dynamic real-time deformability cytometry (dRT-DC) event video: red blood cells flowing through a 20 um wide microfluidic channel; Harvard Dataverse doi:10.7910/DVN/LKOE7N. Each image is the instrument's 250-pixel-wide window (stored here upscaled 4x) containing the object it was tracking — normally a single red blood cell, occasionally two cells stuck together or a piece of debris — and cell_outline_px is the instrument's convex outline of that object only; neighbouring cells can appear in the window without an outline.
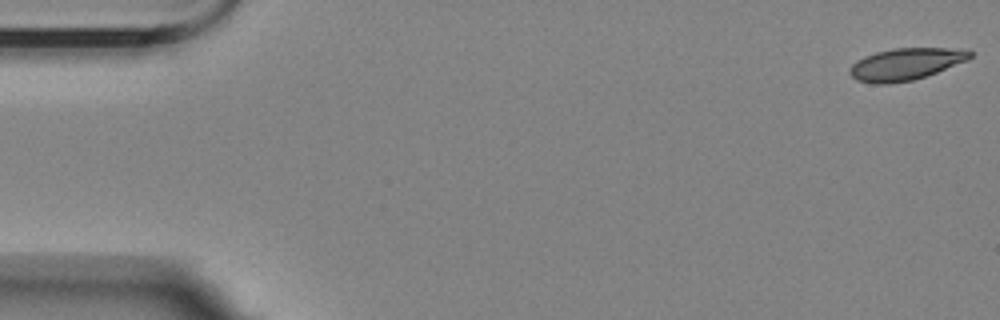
{"species": "Egyptian fruit bat (a non-hibernating species)", "species_latin": "Rousettus aegyptiacus", "temperature_condition": "room temperature", "stored_images_in_passage": 15, "camera_frame_rate_fps": 3000, "um_per_image_px": 0.085, "animal": {"sex": "female"}, "frame": {"image": 1, "passage_image": 1, "time_ms": 0.0, "image_size_px": [1000, 320], "cell_outline_px": [[972, 56], [968, 60], [936, 72], [912, 80], [888, 84], [876, 84], [856, 80], [848, 72], [852, 64], [864, 56], [876, 52], [892, 48], [944, 48], [972, 52]], "centroid_in_image_um": [76.92, 5.45], "position_along_channel_um": 8.1, "area_um2": 22.08}}
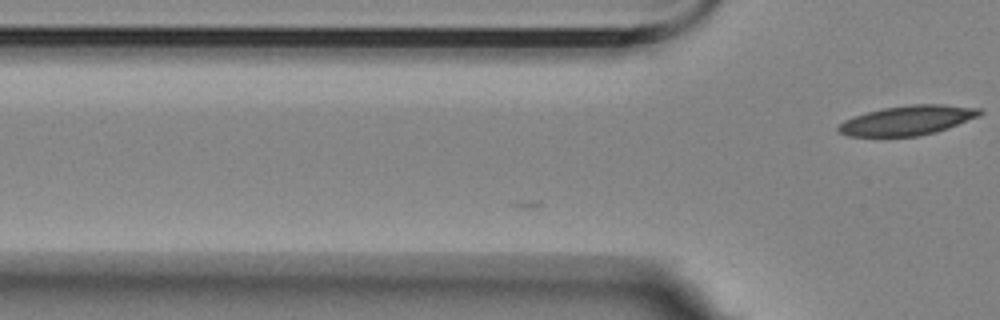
{"frame": {"image": 2, "passage_image": 15, "time_ms": 4.667, "image_size_px": [1000, 320], "cell_outline_px": [[984, 112], [976, 116], [948, 128], [936, 132], [920, 136], [848, 136], [840, 132], [836, 128], [844, 120], [868, 112], [884, 108], [912, 104], [940, 104], [980, 108]], "centroid_in_image_um": [77.13, 10.23], "position_along_channel_um": 48.7, "area_um2": 23.99}}